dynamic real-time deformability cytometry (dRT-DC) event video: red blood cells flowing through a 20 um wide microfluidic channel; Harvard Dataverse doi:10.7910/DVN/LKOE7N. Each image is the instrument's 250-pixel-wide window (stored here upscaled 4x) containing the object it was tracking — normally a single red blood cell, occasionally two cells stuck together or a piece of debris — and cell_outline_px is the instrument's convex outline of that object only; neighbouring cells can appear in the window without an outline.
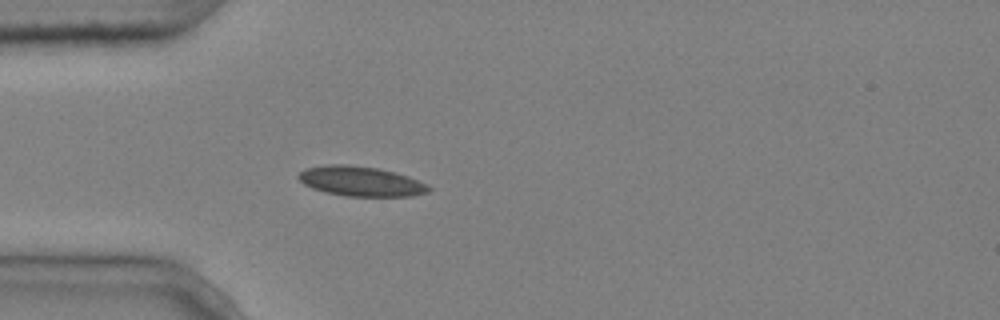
{"species": "common noctule bat (a hibernating species)", "species_latin": "Nyctalus noctula", "temperature_condition": "cold", "stored_images_in_passage": 5, "camera_frame_rate_fps": 3000, "um_per_image_px": 0.085, "animal": {"sex": "male", "body_mass_g": 20.4}, "frame": {"image": 1, "passage_image": 5, "time_ms": 1.333, "image_size_px": [1000, 320], "cell_outline_px": [[432, 188], [428, 192], [412, 196], [344, 196], [312, 188], [304, 184], [296, 176], [304, 168], [324, 164], [348, 164], [376, 168], [408, 176], [428, 184]], "centroid_in_image_um": [30.65, 15.4], "position_along_channel_um": 54.3, "area_um2": 22.66}}